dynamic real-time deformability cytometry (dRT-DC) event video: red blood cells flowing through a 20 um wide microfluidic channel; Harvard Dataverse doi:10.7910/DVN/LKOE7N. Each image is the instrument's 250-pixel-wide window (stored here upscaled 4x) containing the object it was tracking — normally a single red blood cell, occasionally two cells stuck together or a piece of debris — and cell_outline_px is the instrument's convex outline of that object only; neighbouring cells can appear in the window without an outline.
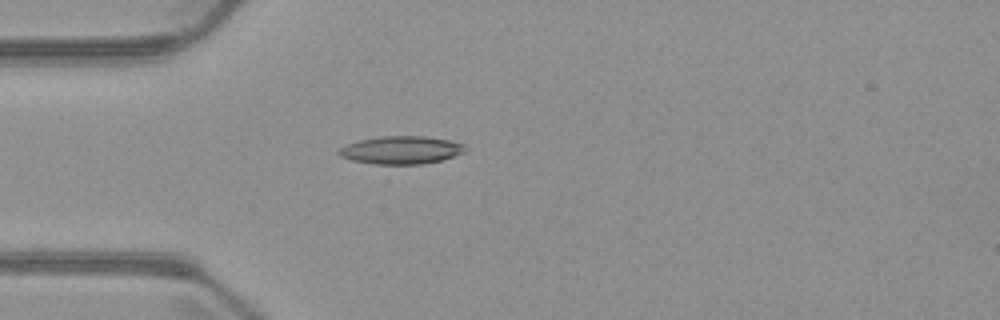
{"species": "common noctule bat (a hibernating species)", "species_latin": "Nyctalus noctula", "temperature_condition": "warm", "stored_images_in_passage": 4, "camera_frame_rate_fps": 3000, "um_per_image_px": 0.085, "animal": {"sex": "male", "body_mass_g": 23.1, "forearm_length_mm": 52.7}, "frame": {"image": 1, "passage_image": 4, "time_ms": 4.333, "image_size_px": [1000, 320], "cell_outline_px": [[464, 152], [440, 160], [424, 164], [376, 164], [352, 160], [340, 156], [336, 152], [340, 148], [348, 144], [360, 140], [380, 136], [424, 136], [448, 140], [464, 144]], "centroid_in_image_um": [34.07, 12.75], "position_along_channel_um": 50.9, "area_um2": 20.29}}